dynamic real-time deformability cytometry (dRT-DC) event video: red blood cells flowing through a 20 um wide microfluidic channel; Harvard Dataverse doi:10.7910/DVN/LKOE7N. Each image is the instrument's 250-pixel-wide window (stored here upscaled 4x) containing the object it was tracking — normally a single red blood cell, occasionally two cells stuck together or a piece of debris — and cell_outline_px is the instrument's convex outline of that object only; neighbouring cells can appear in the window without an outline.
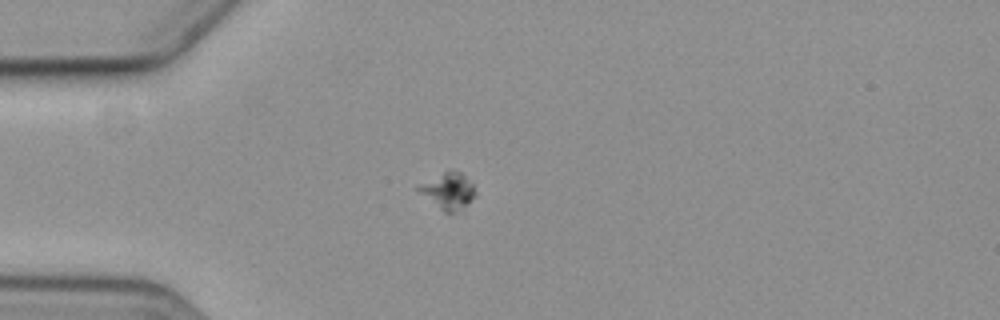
{"species": "common noctule bat (a hibernating species)", "species_latin": "Nyctalus noctula", "temperature_condition": "cold", "stored_images_in_passage": 8, "camera_frame_rate_fps": 3000, "um_per_image_px": 0.085, "animal": {"sex": "female", "body_mass_g": 19.3, "forearm_length_mm": 54.1}, "frame": {"image": 1, "passage_image": 4, "time_ms": 4.333, "image_size_px": [1000, 320], "cell_outline_px": [[476, 196], [464, 208], [456, 212], [444, 212], [420, 192], [416, 188], [444, 172], [460, 172], [472, 184], [476, 192]], "centroid_in_image_um": [38.17, 16.28], "position_along_channel_um": 46.8, "area_um2": 11.39}}
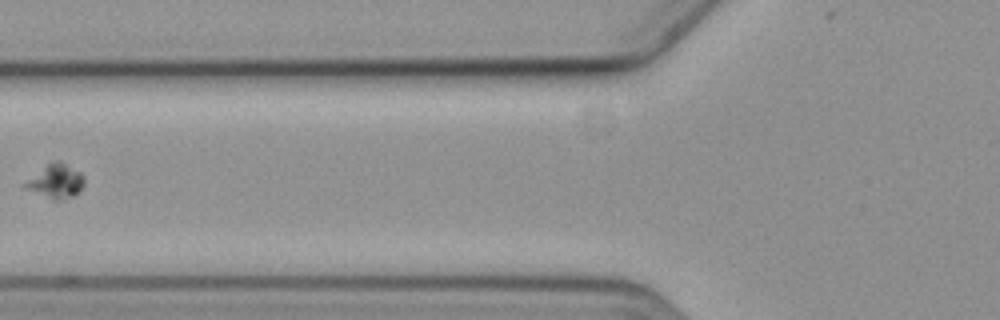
{"frame": {"image": 2, "passage_image": 6, "time_ms": 7.0, "image_size_px": [1000, 320], "cell_outline_px": [[84, 184], [72, 196], [60, 200], [52, 200], [24, 188], [24, 184], [52, 160], [60, 160], [80, 172], [84, 176]], "centroid_in_image_um": [4.76, 15.4], "position_along_channel_um": 121.0, "area_um2": 11.39}}